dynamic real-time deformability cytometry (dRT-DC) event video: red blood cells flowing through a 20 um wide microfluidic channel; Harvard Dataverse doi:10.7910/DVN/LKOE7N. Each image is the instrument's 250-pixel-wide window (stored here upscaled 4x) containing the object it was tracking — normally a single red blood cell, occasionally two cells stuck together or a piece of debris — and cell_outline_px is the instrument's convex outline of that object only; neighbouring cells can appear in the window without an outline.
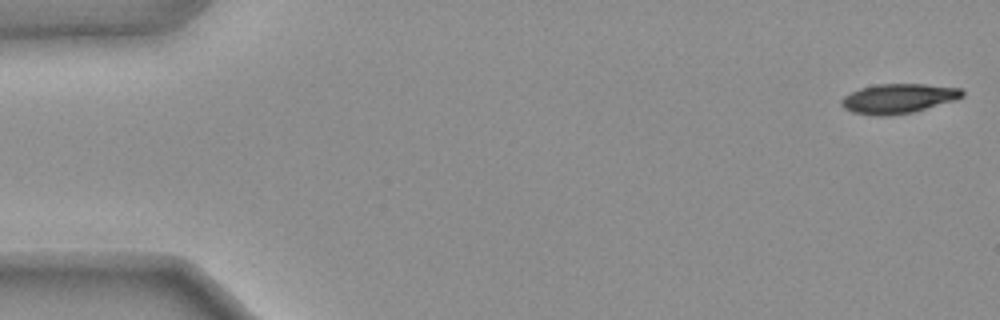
{"species": "common noctule bat (a hibernating species)", "species_latin": "Nyctalus noctula", "temperature_condition": "warm", "stored_images_in_passage": 5, "camera_frame_rate_fps": 3000, "um_per_image_px": 0.085, "animal": {"sex": "female", "body_mass_g": 25.1}, "frame": {"image": 1, "passage_image": 1, "time_ms": 0.0, "image_size_px": [1000, 320], "cell_outline_px": [[964, 96], [956, 100], [912, 112], [888, 116], [876, 116], [852, 112], [844, 108], [840, 104], [840, 100], [844, 96], [860, 88], [880, 84], [924, 84], [960, 88], [964, 92]], "centroid_in_image_um": [76.35, 8.38], "position_along_channel_um": 8.7, "area_um2": 20.81}}